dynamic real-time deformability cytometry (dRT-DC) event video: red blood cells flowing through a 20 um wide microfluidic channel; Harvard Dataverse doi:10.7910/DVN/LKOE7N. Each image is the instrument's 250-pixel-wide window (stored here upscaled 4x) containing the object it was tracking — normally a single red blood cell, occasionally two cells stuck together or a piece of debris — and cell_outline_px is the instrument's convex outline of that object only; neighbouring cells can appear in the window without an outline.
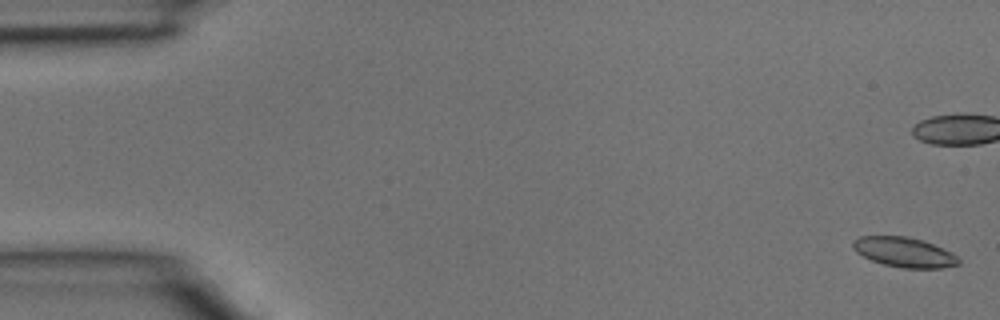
{"species": "common noctule bat (a hibernating species)", "species_latin": "Nyctalus noctula", "temperature_condition": "room temperature", "stored_images_in_passage": 5, "camera_frame_rate_fps": 3000, "um_per_image_px": 0.085, "animal": {"sex": "male", "body_mass_g": 15.6}, "frame": {"image": 1, "passage_image": 1, "time_ms": 0.0, "image_size_px": [1000, 320], "cell_outline_px": [[960, 264], [940, 268], [904, 268], [884, 264], [872, 260], [856, 252], [852, 248], [852, 240], [860, 236], [908, 236], [924, 240], [952, 252], [960, 260]], "centroid_in_image_um": [76.86, 21.42], "position_along_channel_um": 8.1, "area_um2": 18.44}}